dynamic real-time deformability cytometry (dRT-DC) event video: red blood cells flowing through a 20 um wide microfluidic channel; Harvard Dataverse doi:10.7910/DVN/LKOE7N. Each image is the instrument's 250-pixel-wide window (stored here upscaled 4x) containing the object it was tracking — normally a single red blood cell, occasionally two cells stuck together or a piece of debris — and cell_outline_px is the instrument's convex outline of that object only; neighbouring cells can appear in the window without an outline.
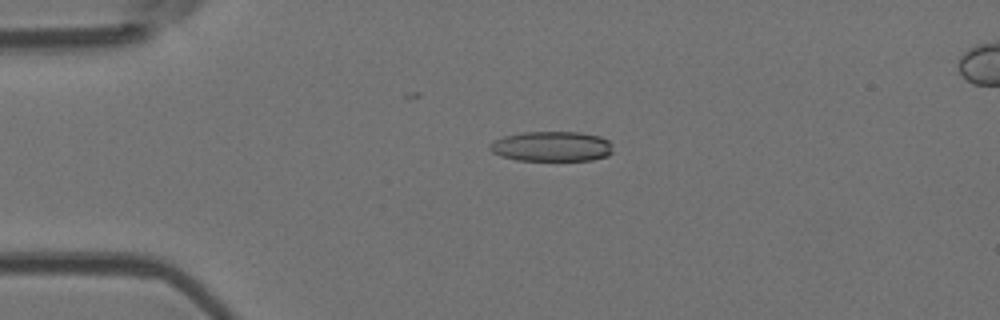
{"species": "Egyptian fruit bat (a non-hibernating species)", "species_latin": "Rousettus aegyptiacus", "temperature_condition": "room temperature", "stored_images_in_passage": 52, "camera_frame_rate_fps": 3000, "um_per_image_px": 0.085, "animal": {"sex": "female"}, "frame": {"image": 1, "passage_image": 12, "time_ms": 3.667, "image_size_px": [1000, 320], "cell_outline_px": [[612, 152], [608, 156], [592, 160], [516, 160], [500, 156], [492, 152], [488, 148], [488, 144], [504, 136], [524, 132], [580, 132], [600, 136], [608, 140], [612, 144]], "centroid_in_image_um": [46.9, 12.44], "position_along_channel_um": 38.1, "area_um2": 21.68}}
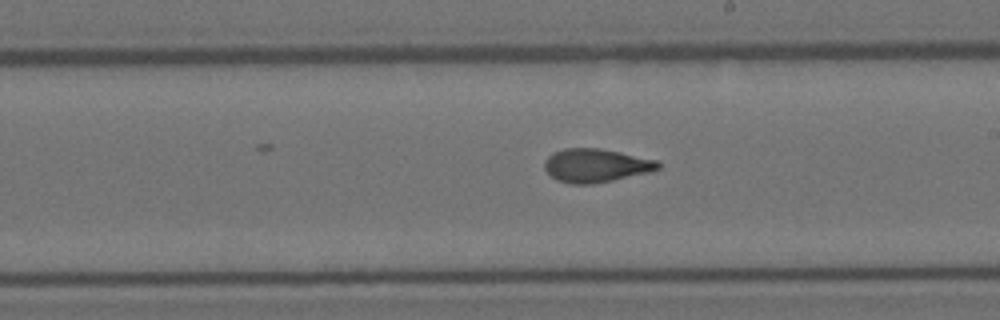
{"frame": {"image": 2, "passage_image": 30, "time_ms": 9.667, "image_size_px": [1000, 320], "cell_outline_px": [[660, 168], [648, 172], [612, 180], [592, 184], [572, 184], [556, 180], [544, 168], [544, 160], [552, 152], [564, 148], [600, 148], [620, 152], [656, 160], [660, 164]], "centroid_in_image_um": [50.6, 14.06], "position_along_channel_um": 238.4, "area_um2": 22.08}}
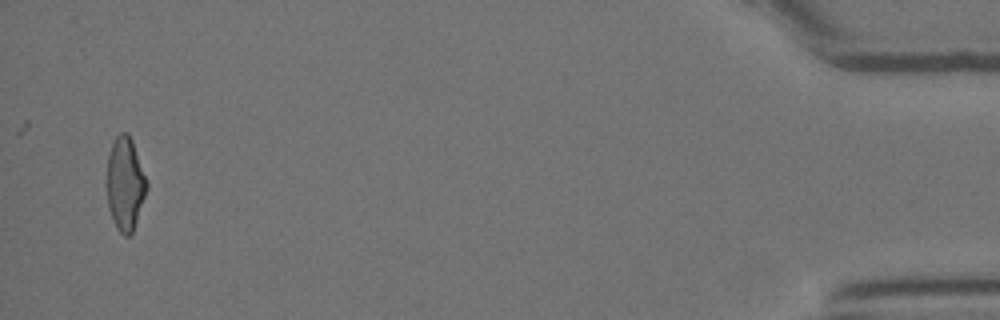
{"frame": {"image": 3, "passage_image": 51, "time_ms": 16.667, "image_size_px": [1000, 320], "cell_outline_px": [[148, 184], [132, 232], [128, 236], [124, 236], [116, 228], [108, 208], [108, 156], [112, 144], [116, 136], [120, 132], [128, 132], [132, 140], [148, 180]], "centroid_in_image_um": [10.65, 15.59], "position_along_channel_um": 424.6, "area_um2": 21.33}, "authors_computed_cell_mechanics": {"area_um2": 21.964, "velocity_mm_per_s": 3.8756, "shape_relaxation_time_tau1_ms": 6.0099, "shape_relaxation_time_tau2_ms": 1.4472, "deformation_change_tau1": 0.1811, "deformation_change_tau2": 0.0836}}